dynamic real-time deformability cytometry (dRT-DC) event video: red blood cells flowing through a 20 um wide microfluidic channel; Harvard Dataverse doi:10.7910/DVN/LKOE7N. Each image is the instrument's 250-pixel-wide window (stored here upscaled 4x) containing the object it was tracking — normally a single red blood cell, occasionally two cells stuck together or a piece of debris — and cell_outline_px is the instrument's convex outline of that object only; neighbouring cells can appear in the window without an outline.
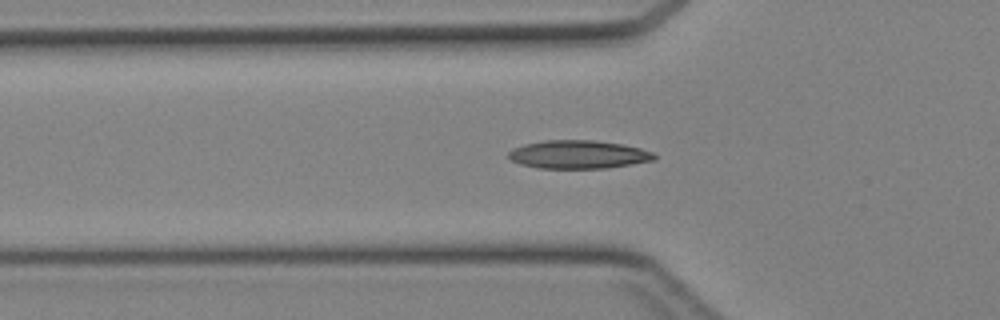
{"species": "Egyptian fruit bat (a non-hibernating species)", "species_latin": "Rousettus aegyptiacus", "temperature_condition": "cold", "stored_images_in_passage": 44, "camera_frame_rate_fps": 3000, "um_per_image_px": 0.085, "animal": {"sex": "female"}, "frame": {"image": 1, "passage_image": 14, "time_ms": 4.333, "image_size_px": [1000, 320], "cell_outline_px": [[656, 160], [608, 168], [536, 168], [520, 164], [512, 160], [508, 156], [508, 152], [512, 148], [524, 144], [544, 140], [592, 140], [624, 144], [640, 148], [652, 152], [656, 156]], "centroid_in_image_um": [49.16, 13.13], "position_along_channel_um": 76.6, "area_um2": 24.16}}
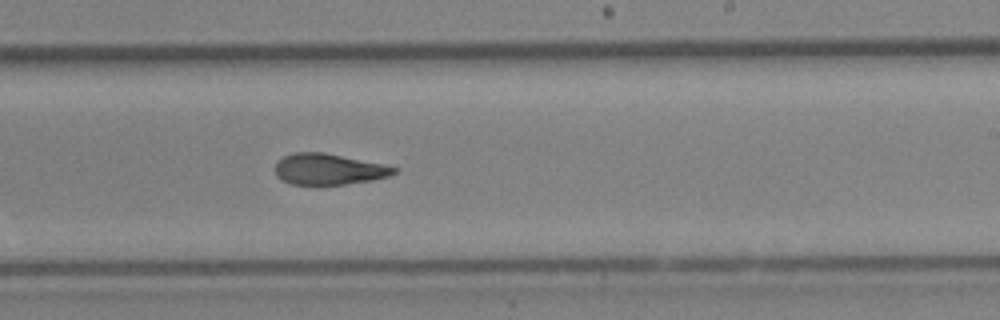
{"frame": {"image": 2, "passage_image": 26, "time_ms": 8.333, "image_size_px": [1000, 320], "cell_outline_px": [[396, 172], [388, 176], [372, 180], [320, 188], [316, 188], [292, 184], [276, 176], [276, 164], [284, 156], [292, 152], [324, 152], [380, 164], [396, 168]], "centroid_in_image_um": [27.87, 14.43], "position_along_channel_um": 261.1, "area_um2": 21.85}}
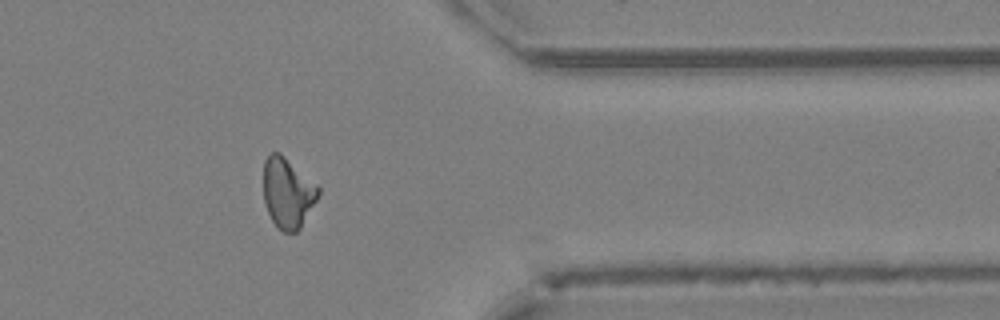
{"frame": {"image": 3, "passage_image": 35, "time_ms": 11.333, "image_size_px": [1000, 320], "cell_outline_px": [[320, 192], [316, 200], [300, 228], [296, 232], [280, 232], [276, 228], [268, 212], [264, 200], [264, 160], [272, 152], [280, 152], [316, 184], [320, 188]], "centroid_in_image_um": [24.44, 16.4], "position_along_channel_um": 387.0, "area_um2": 22.31}}